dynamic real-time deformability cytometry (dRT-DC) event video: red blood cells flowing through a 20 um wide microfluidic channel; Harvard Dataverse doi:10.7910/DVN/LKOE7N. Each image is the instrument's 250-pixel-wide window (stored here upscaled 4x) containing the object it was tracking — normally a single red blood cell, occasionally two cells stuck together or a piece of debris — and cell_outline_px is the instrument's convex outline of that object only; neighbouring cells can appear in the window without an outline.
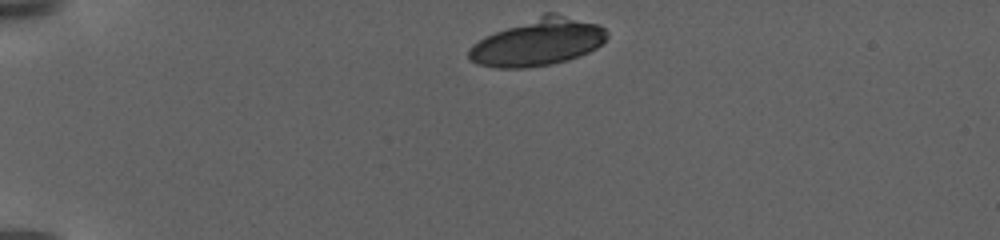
{"species": "human", "species_latin": "Homo sapiens", "temperature_condition": "warm", "stored_images_in_passage": 70, "camera_frame_rate_fps": 3000, "um_per_image_px": 0.085, "donor": {"sex": "female"}, "frame": {"image": 1, "passage_image": 1, "time_ms": 0.0, "image_size_px": [1000, 240], "cell_outline_px": [[608, 36], [596, 48], [588, 52], [568, 60], [552, 64], [524, 68], [496, 68], [476, 64], [468, 60], [468, 48], [472, 44], [484, 36], [544, 12], [552, 12], [596, 24], [604, 28], [608, 32]], "centroid_in_image_um": [45.66, 3.59], "position_along_channel_um": 39.3, "area_um2": 38.03}}
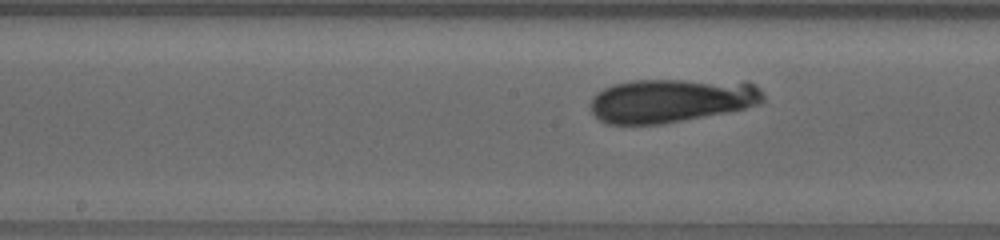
{"frame": {"image": 2, "passage_image": 29, "time_ms": 7.333, "image_size_px": [1000, 240], "cell_outline_px": [[764, 100], [760, 104], [744, 108], [724, 112], [660, 124], [608, 124], [600, 120], [592, 112], [588, 104], [592, 96], [604, 88], [612, 84], [632, 80], [748, 80], [756, 84], [760, 88], [764, 96]], "centroid_in_image_um": [57.08, 8.51], "position_along_channel_um": 191.1, "area_um2": 44.51}}
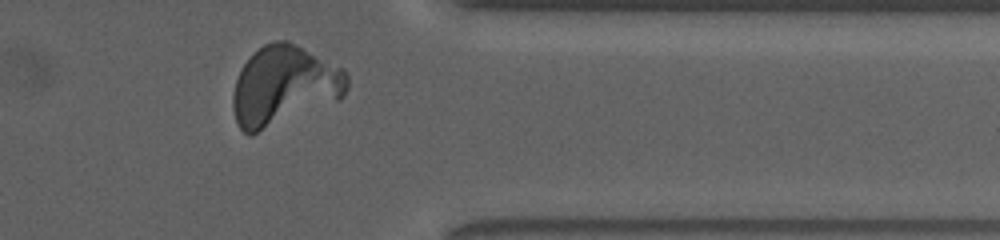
{"frame": {"image": 3, "passage_image": 62, "time_ms": 14.333, "image_size_px": [1000, 240], "cell_outline_px": [[348, 88], [344, 96], [340, 100], [252, 136], [244, 132], [240, 128], [236, 120], [232, 108], [232, 96], [236, 80], [244, 64], [264, 44], [276, 40], [288, 40], [344, 68], [348, 76]], "centroid_in_image_um": [24.18, 7.32], "position_along_channel_um": 387.2, "area_um2": 53.35}}